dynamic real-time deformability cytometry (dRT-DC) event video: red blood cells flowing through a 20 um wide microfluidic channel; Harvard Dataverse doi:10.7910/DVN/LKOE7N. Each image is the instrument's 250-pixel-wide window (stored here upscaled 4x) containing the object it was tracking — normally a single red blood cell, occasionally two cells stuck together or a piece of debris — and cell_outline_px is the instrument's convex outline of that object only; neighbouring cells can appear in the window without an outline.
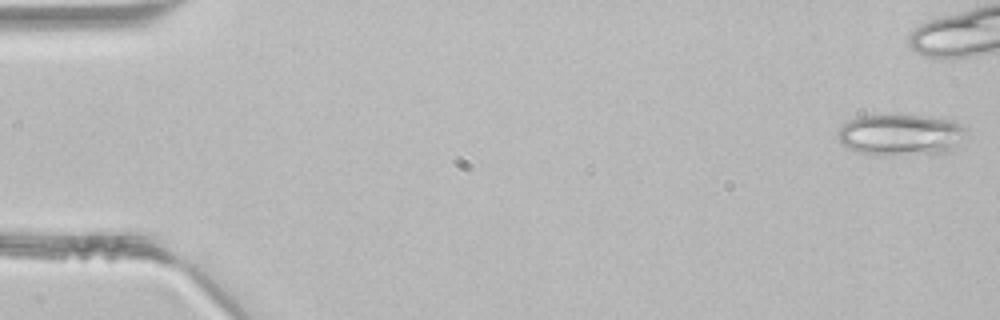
{"species": "common noctule bat (a hibernating species)", "species_latin": "Nyctalus noctula", "temperature_condition": "room temperature", "stored_images_in_passage": 23, "camera_frame_rate_fps": 3000, "um_per_image_px": 0.085, "animal": {"sex": "male", "body_mass_g": 21.5, "forearm_length_mm": 52.0}, "frame": {"image": 1, "passage_image": 1, "time_ms": 0.0, "image_size_px": [1000, 320], "cell_outline_px": [[968, 136], [952, 152], [892, 156], [876, 156], [856, 152], [848, 148], [836, 136], [836, 132], [848, 120], [856, 116], [892, 112], [900, 112], [932, 116], [952, 120], [968, 128]], "centroid_in_image_um": [76.61, 11.43], "position_along_channel_um": 8.4, "area_um2": 33.06}}